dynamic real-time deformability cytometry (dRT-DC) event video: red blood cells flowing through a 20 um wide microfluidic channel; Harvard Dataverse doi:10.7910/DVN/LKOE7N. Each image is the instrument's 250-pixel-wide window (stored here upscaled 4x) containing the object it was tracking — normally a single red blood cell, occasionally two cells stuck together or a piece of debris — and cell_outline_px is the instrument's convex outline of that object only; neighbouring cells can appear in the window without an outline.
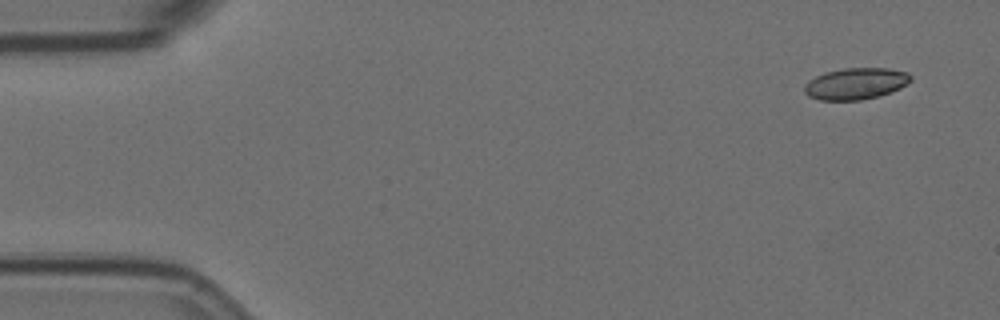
{"species": "Egyptian fruit bat (a non-hibernating species)", "species_latin": "Rousettus aegyptiacus", "temperature_condition": "room temperature", "stored_images_in_passage": 6, "camera_frame_rate_fps": 3000, "um_per_image_px": 0.085, "animal": {"sex": "female"}, "frame": {"image": 1, "passage_image": 1, "time_ms": 0.0, "image_size_px": [1000, 320], "cell_outline_px": [[912, 80], [900, 88], [876, 96], [860, 100], [820, 100], [808, 96], [804, 92], [804, 88], [808, 80], [824, 72], [844, 68], [888, 68], [908, 72], [912, 76]], "centroid_in_image_um": [72.72, 7.1], "position_along_channel_um": 12.3, "area_um2": 19.48}}
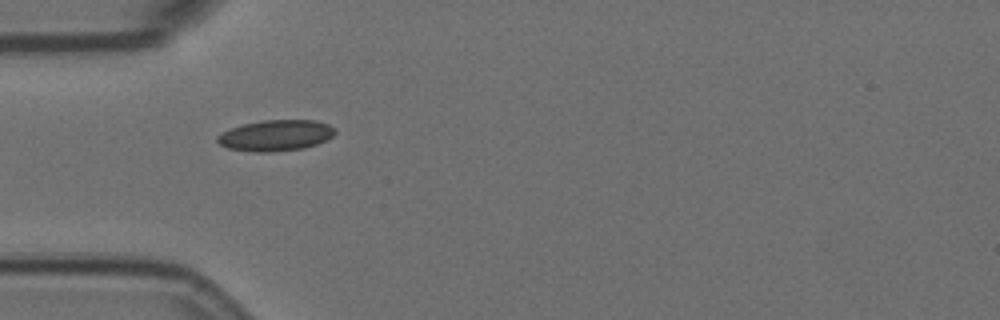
{"frame": {"image": 2, "passage_image": 5, "time_ms": 1.333, "image_size_px": [1000, 320], "cell_outline_px": [[336, 132], [332, 136], [316, 144], [304, 148], [272, 152], [252, 152], [228, 148], [220, 144], [216, 140], [216, 136], [232, 128], [244, 124], [260, 120], [316, 120], [328, 124], [336, 128]], "centroid_in_image_um": [23.45, 11.51], "position_along_channel_um": 61.6, "area_um2": 21.21}}
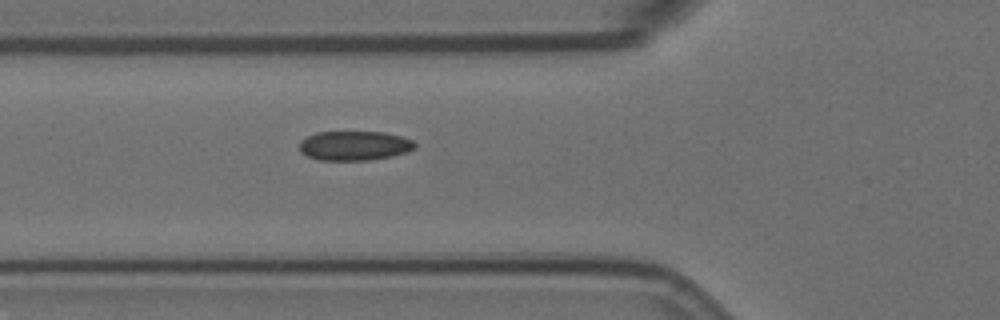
{"frame": {"image": 3, "passage_image": 6, "time_ms": 1.667, "image_size_px": [1000, 320], "cell_outline_px": [[416, 148], [408, 152], [392, 156], [368, 160], [320, 160], [308, 156], [300, 152], [300, 140], [316, 132], [384, 132], [400, 136], [412, 140], [416, 144]], "centroid_in_image_um": [30.13, 12.38], "position_along_channel_um": 95.7, "area_um2": 19.83}}